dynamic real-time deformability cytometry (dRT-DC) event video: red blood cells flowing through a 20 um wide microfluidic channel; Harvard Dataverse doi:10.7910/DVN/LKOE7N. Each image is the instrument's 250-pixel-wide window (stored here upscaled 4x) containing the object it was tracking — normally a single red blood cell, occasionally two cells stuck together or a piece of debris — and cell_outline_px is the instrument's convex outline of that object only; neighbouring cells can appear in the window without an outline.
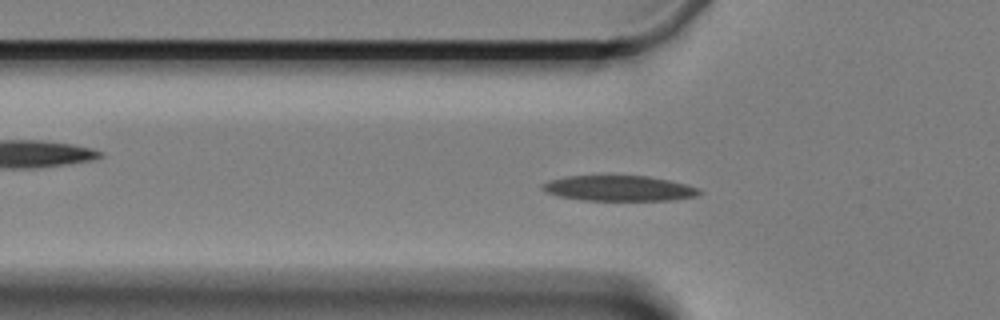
{"species": "Egyptian fruit bat (a non-hibernating species)", "species_latin": "Rousettus aegyptiacus", "temperature_condition": "cold", "stored_images_in_passage": 47, "camera_frame_rate_fps": 3000, "um_per_image_px": 0.085, "animal": {"sex": "female"}, "frame": {"image": 1, "passage_image": 12, "time_ms": 3.667, "image_size_px": [1000, 320], "cell_outline_px": [[704, 192], [696, 196], [672, 200], [580, 200], [560, 196], [544, 192], [540, 188], [540, 184], [548, 180], [568, 176], [648, 176], [688, 184], [700, 188]], "centroid_in_image_um": [52.61, 16.01], "position_along_channel_um": 73.2, "area_um2": 23.41}}
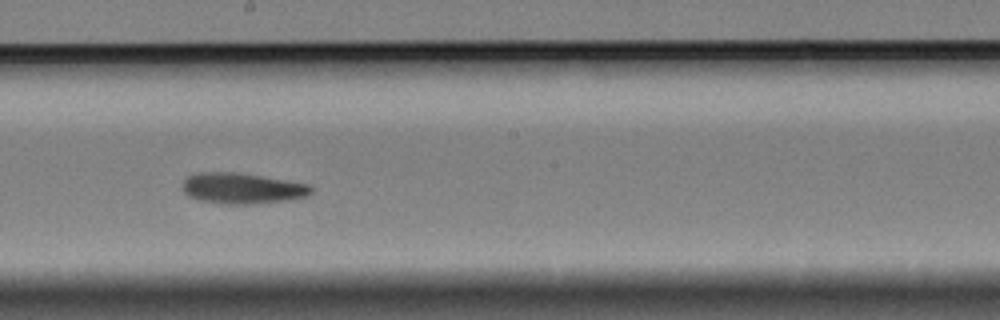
{"frame": {"image": 2, "passage_image": 26, "time_ms": 8.333, "image_size_px": [1000, 320], "cell_outline_px": [[312, 192], [308, 196], [284, 200], [252, 204], [220, 204], [200, 200], [188, 196], [180, 188], [184, 180], [188, 176], [196, 172], [236, 172], [308, 184], [312, 188]], "centroid_in_image_um": [20.51, 16.01], "position_along_channel_um": 227.7, "area_um2": 23.06}}
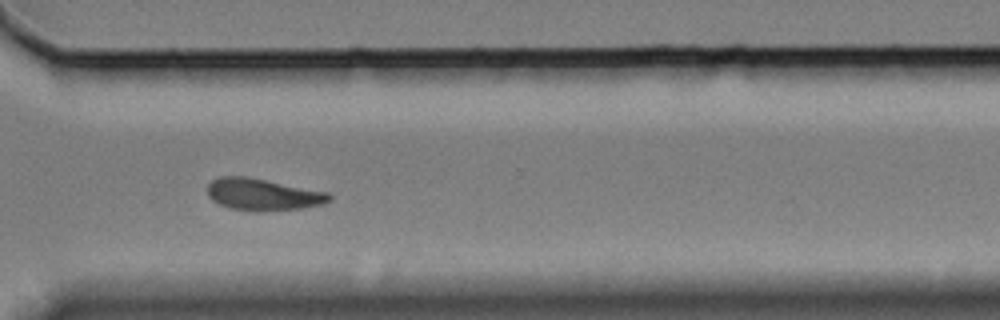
{"frame": {"image": 3, "passage_image": 37, "time_ms": 12.0, "image_size_px": [1000, 320], "cell_outline_px": [[332, 200], [324, 204], [304, 208], [228, 208], [212, 200], [208, 196], [208, 184], [212, 180], [220, 176], [248, 176], [328, 192], [332, 196]], "centroid_in_image_um": [22.36, 16.47], "position_along_channel_um": 348.2, "area_um2": 21.85}, "authors_computed_cell_mechanics": {"area_um2": 22.6576, "velocity_mm_per_s": 3.2889, "shape_relaxation_time_tau1_ms": 3.9187, "shape_relaxation_time_tau2_ms": null, "deformation_change_tau1": 0.1362, "deformation_change_tau2": null}}